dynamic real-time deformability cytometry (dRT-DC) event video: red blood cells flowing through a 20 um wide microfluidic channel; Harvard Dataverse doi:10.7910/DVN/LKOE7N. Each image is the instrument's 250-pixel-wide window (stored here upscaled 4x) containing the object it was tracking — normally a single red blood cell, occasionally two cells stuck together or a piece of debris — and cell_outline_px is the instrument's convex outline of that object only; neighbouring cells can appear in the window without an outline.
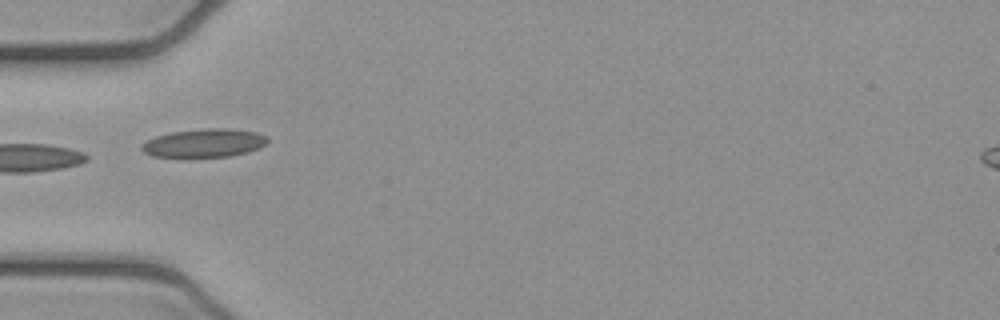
{"species": "common noctule bat (a hibernating species)", "species_latin": "Nyctalus noctula", "temperature_condition": "cold", "stored_images_in_passage": 2, "camera_frame_rate_fps": 3000, "um_per_image_px": 0.085, "animal": {"sex": "female", "body_mass_g": 21.9}, "frame": {"image": 1, "passage_image": 2, "time_ms": 0.333, "image_size_px": [1000, 320], "cell_outline_px": [[268, 140], [260, 148], [248, 152], [228, 156], [152, 156], [144, 152], [140, 148], [140, 144], [156, 136], [172, 132], [204, 128], [228, 128], [256, 132], [268, 136]], "centroid_in_image_um": [17.37, 12.14], "position_along_channel_um": 67.6, "area_um2": 20.63}}